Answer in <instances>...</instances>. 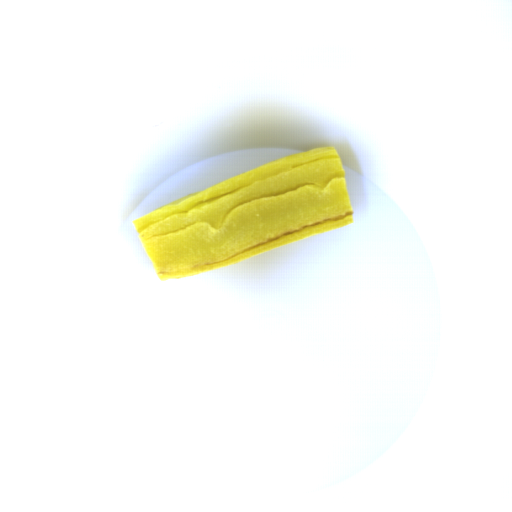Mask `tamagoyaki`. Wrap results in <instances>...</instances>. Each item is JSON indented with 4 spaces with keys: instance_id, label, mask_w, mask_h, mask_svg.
<instances>
[{
    "instance_id": "81b7327e",
    "label": "tamagoyaki",
    "mask_w": 512,
    "mask_h": 512,
    "mask_svg": "<svg viewBox=\"0 0 512 512\" xmlns=\"http://www.w3.org/2000/svg\"><path fill=\"white\" fill-rule=\"evenodd\" d=\"M354 215L335 146L276 159L138 217L158 277L218 268L346 227Z\"/></svg>"
}]
</instances>
